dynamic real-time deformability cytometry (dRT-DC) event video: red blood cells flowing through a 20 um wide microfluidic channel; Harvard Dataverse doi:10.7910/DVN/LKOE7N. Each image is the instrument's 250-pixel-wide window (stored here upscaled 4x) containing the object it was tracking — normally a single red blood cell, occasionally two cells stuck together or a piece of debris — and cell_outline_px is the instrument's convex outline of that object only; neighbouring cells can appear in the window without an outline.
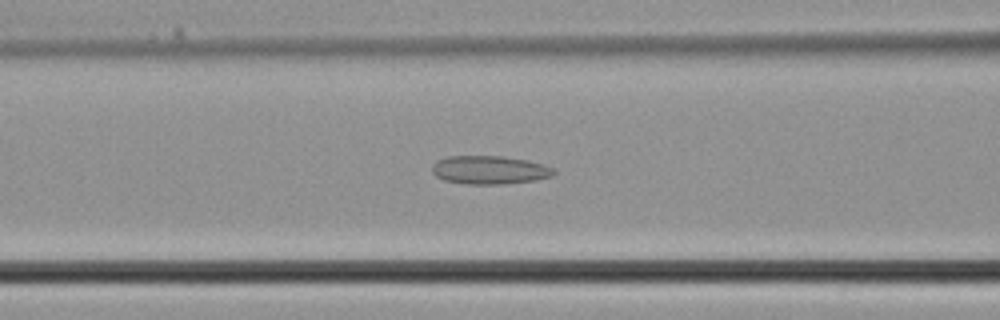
{"species": "common noctule bat (a hibernating species)", "species_latin": "Nyctalus noctula", "temperature_condition": "cold", "stored_images_in_passage": 37, "camera_frame_rate_fps": 3000, "um_per_image_px": 0.085, "animal": {"sex": "male", "body_mass_g": 21.5, "forearm_length_mm": 52.0}, "frame": {"image": 1, "passage_image": 14, "time_ms": 4.333, "image_size_px": [1000, 320], "cell_outline_px": [[556, 172], [552, 176], [536, 180], [500, 184], [468, 184], [444, 180], [436, 176], [432, 172], [432, 164], [436, 160], [448, 156], [504, 156], [528, 160], [544, 164], [556, 168]], "centroid_in_image_um": [41.63, 14.43], "position_along_channel_um": 125.0, "area_um2": 20.35}}
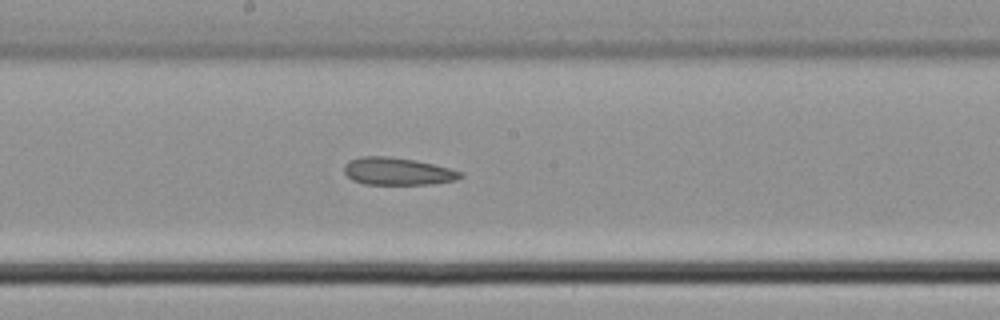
{"frame": {"image": 2, "passage_image": 19, "time_ms": 6.0, "image_size_px": [1000, 320], "cell_outline_px": [[464, 176], [456, 180], [428, 184], [364, 184], [352, 180], [344, 172], [344, 164], [348, 160], [360, 156], [388, 156], [416, 160], [464, 172]], "centroid_in_image_um": [33.77, 14.55], "position_along_channel_um": 214.4, "area_um2": 18.67}}
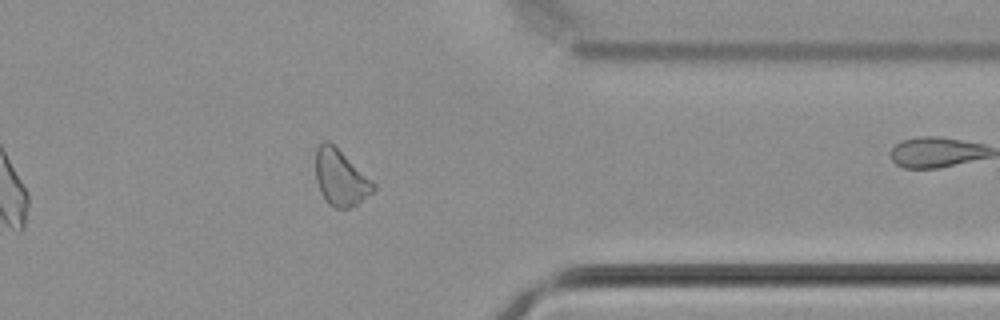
{"frame": {"image": 3, "passage_image": 29, "time_ms": 9.333, "image_size_px": [1000, 320], "cell_outline_px": [[376, 188], [372, 192], [356, 204], [348, 208], [336, 208], [328, 204], [320, 192], [316, 180], [316, 148], [324, 140], [328, 140], [376, 184]], "centroid_in_image_um": [28.92, 15.11], "position_along_channel_um": 382.5, "area_um2": 18.5}}